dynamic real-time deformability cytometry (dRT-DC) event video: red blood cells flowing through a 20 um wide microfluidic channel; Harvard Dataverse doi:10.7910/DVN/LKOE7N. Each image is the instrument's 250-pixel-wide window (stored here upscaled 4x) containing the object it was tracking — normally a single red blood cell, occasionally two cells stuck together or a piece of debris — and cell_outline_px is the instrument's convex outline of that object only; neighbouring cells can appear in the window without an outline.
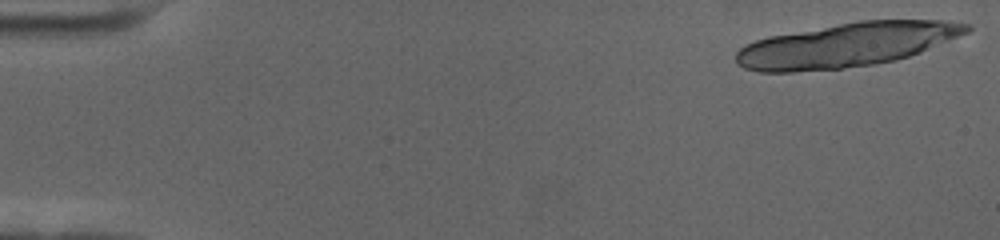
{"species": "human", "species_latin": "Homo sapiens", "temperature_condition": "cold", "stored_images_in_passage": 23, "segment_of_instrument_passage": [1, 2], "camera_frame_rate_fps": 3000, "um_per_image_px": 0.085, "donor": {"sex": "female"}, "frame": {"image": 1, "passage_image": 1, "time_ms": 0.0, "image_size_px": [1000, 240], "cell_outline_px": [[972, 28], [968, 32], [920, 52], [896, 60], [872, 64], [840, 68], [792, 72], [756, 72], [744, 68], [736, 64], [736, 52], [740, 48], [756, 40], [768, 36], [860, 20], [940, 20], [972, 24]], "centroid_in_image_um": [71.94, 3.82], "position_along_channel_um": 13.1, "area_um2": 58.96}}